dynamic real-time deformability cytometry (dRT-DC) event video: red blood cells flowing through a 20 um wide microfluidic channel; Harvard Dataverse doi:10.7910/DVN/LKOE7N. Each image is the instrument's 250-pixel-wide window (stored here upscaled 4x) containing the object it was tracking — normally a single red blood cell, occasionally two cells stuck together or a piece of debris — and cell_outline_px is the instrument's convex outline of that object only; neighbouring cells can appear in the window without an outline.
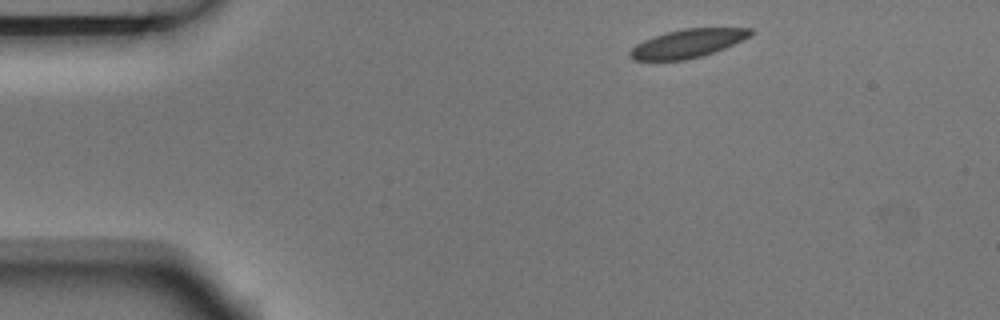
{"species": "Egyptian fruit bat (a non-hibernating species)", "species_latin": "Rousettus aegyptiacus", "temperature_condition": "room temperature", "stored_images_in_passage": 3, "camera_frame_rate_fps": 3000, "um_per_image_px": 0.085, "animal": {"sex": "male"}, "frame": {"image": 1, "passage_image": 1, "time_ms": 0.0, "image_size_px": [1000, 320], "cell_outline_px": [[756, 32], [724, 48], [700, 56], [684, 60], [632, 60], [628, 56], [628, 52], [636, 44], [652, 36], [664, 32], [684, 28], [752, 28]], "centroid_in_image_um": [58.39, 3.68], "position_along_channel_um": 26.6, "area_um2": 19.88}}